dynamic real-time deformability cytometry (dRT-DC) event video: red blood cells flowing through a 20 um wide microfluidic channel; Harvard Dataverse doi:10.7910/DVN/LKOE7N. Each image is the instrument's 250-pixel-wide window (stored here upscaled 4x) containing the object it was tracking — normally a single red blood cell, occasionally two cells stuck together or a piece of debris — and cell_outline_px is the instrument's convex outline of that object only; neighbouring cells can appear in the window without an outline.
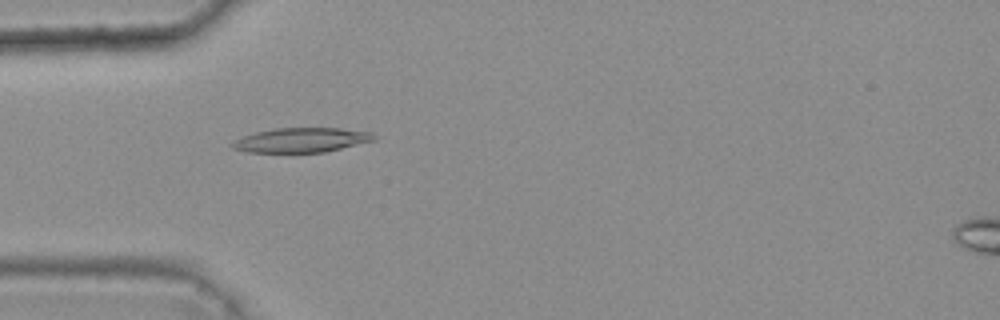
{"species": "common noctule bat (a hibernating species)", "species_latin": "Nyctalus noctula", "temperature_condition": "warm", "stored_images_in_passage": 3, "camera_frame_rate_fps": 3000, "um_per_image_px": 0.085, "animal": {"sex": "female", "body_mass_g": 25.1}, "frame": {"image": 1, "passage_image": 3, "time_ms": 0.667, "image_size_px": [1000, 320], "cell_outline_px": [[376, 140], [324, 152], [248, 152], [232, 148], [228, 144], [244, 136], [256, 132], [276, 128], [340, 128], [372, 132], [376, 136]], "centroid_in_image_um": [25.63, 11.9], "position_along_channel_um": 59.4, "area_um2": 20.17}}